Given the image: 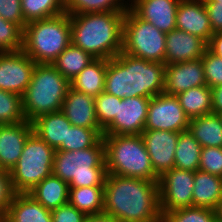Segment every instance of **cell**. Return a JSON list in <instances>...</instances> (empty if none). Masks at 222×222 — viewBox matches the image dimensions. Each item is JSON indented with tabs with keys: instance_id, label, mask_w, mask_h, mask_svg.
<instances>
[{
	"instance_id": "23",
	"label": "cell",
	"mask_w": 222,
	"mask_h": 222,
	"mask_svg": "<svg viewBox=\"0 0 222 222\" xmlns=\"http://www.w3.org/2000/svg\"><path fill=\"white\" fill-rule=\"evenodd\" d=\"M192 197L193 206L216 210L222 200V177L196 170Z\"/></svg>"
},
{
	"instance_id": "40",
	"label": "cell",
	"mask_w": 222,
	"mask_h": 222,
	"mask_svg": "<svg viewBox=\"0 0 222 222\" xmlns=\"http://www.w3.org/2000/svg\"><path fill=\"white\" fill-rule=\"evenodd\" d=\"M0 16L4 20L19 25L22 29L27 24L21 9V0H0Z\"/></svg>"
},
{
	"instance_id": "2",
	"label": "cell",
	"mask_w": 222,
	"mask_h": 222,
	"mask_svg": "<svg viewBox=\"0 0 222 222\" xmlns=\"http://www.w3.org/2000/svg\"><path fill=\"white\" fill-rule=\"evenodd\" d=\"M165 64L120 52L107 60L104 91L119 98H152L164 92Z\"/></svg>"
},
{
	"instance_id": "31",
	"label": "cell",
	"mask_w": 222,
	"mask_h": 222,
	"mask_svg": "<svg viewBox=\"0 0 222 222\" xmlns=\"http://www.w3.org/2000/svg\"><path fill=\"white\" fill-rule=\"evenodd\" d=\"M129 0H65V12L69 15L89 12H126Z\"/></svg>"
},
{
	"instance_id": "11",
	"label": "cell",
	"mask_w": 222,
	"mask_h": 222,
	"mask_svg": "<svg viewBox=\"0 0 222 222\" xmlns=\"http://www.w3.org/2000/svg\"><path fill=\"white\" fill-rule=\"evenodd\" d=\"M189 120L176 95L163 92L150 98L145 130L180 133L188 130Z\"/></svg>"
},
{
	"instance_id": "44",
	"label": "cell",
	"mask_w": 222,
	"mask_h": 222,
	"mask_svg": "<svg viewBox=\"0 0 222 222\" xmlns=\"http://www.w3.org/2000/svg\"><path fill=\"white\" fill-rule=\"evenodd\" d=\"M207 48L215 55L222 58V32H215L207 44Z\"/></svg>"
},
{
	"instance_id": "13",
	"label": "cell",
	"mask_w": 222,
	"mask_h": 222,
	"mask_svg": "<svg viewBox=\"0 0 222 222\" xmlns=\"http://www.w3.org/2000/svg\"><path fill=\"white\" fill-rule=\"evenodd\" d=\"M150 98L127 97L118 103L117 115L103 135H140L145 130Z\"/></svg>"
},
{
	"instance_id": "34",
	"label": "cell",
	"mask_w": 222,
	"mask_h": 222,
	"mask_svg": "<svg viewBox=\"0 0 222 222\" xmlns=\"http://www.w3.org/2000/svg\"><path fill=\"white\" fill-rule=\"evenodd\" d=\"M161 215V222H217L215 210L195 206L175 209Z\"/></svg>"
},
{
	"instance_id": "27",
	"label": "cell",
	"mask_w": 222,
	"mask_h": 222,
	"mask_svg": "<svg viewBox=\"0 0 222 222\" xmlns=\"http://www.w3.org/2000/svg\"><path fill=\"white\" fill-rule=\"evenodd\" d=\"M104 186L69 187L68 202L86 216L104 212Z\"/></svg>"
},
{
	"instance_id": "29",
	"label": "cell",
	"mask_w": 222,
	"mask_h": 222,
	"mask_svg": "<svg viewBox=\"0 0 222 222\" xmlns=\"http://www.w3.org/2000/svg\"><path fill=\"white\" fill-rule=\"evenodd\" d=\"M202 146L187 131L180 132L175 150L174 168L195 172L199 170Z\"/></svg>"
},
{
	"instance_id": "17",
	"label": "cell",
	"mask_w": 222,
	"mask_h": 222,
	"mask_svg": "<svg viewBox=\"0 0 222 222\" xmlns=\"http://www.w3.org/2000/svg\"><path fill=\"white\" fill-rule=\"evenodd\" d=\"M32 132V122L27 120L0 125V166L2 170L10 172L16 165L24 144Z\"/></svg>"
},
{
	"instance_id": "33",
	"label": "cell",
	"mask_w": 222,
	"mask_h": 222,
	"mask_svg": "<svg viewBox=\"0 0 222 222\" xmlns=\"http://www.w3.org/2000/svg\"><path fill=\"white\" fill-rule=\"evenodd\" d=\"M103 136V129H89L72 125L67 128L66 151L93 147Z\"/></svg>"
},
{
	"instance_id": "32",
	"label": "cell",
	"mask_w": 222,
	"mask_h": 222,
	"mask_svg": "<svg viewBox=\"0 0 222 222\" xmlns=\"http://www.w3.org/2000/svg\"><path fill=\"white\" fill-rule=\"evenodd\" d=\"M26 23L54 17L65 12V0H21Z\"/></svg>"
},
{
	"instance_id": "46",
	"label": "cell",
	"mask_w": 222,
	"mask_h": 222,
	"mask_svg": "<svg viewBox=\"0 0 222 222\" xmlns=\"http://www.w3.org/2000/svg\"><path fill=\"white\" fill-rule=\"evenodd\" d=\"M84 222H119V221L103 212L100 214L87 216Z\"/></svg>"
},
{
	"instance_id": "8",
	"label": "cell",
	"mask_w": 222,
	"mask_h": 222,
	"mask_svg": "<svg viewBox=\"0 0 222 222\" xmlns=\"http://www.w3.org/2000/svg\"><path fill=\"white\" fill-rule=\"evenodd\" d=\"M55 149L32 132L16 165L10 171L15 193H28L52 175Z\"/></svg>"
},
{
	"instance_id": "20",
	"label": "cell",
	"mask_w": 222,
	"mask_h": 222,
	"mask_svg": "<svg viewBox=\"0 0 222 222\" xmlns=\"http://www.w3.org/2000/svg\"><path fill=\"white\" fill-rule=\"evenodd\" d=\"M61 112L78 127L102 129L95 115V97L68 88Z\"/></svg>"
},
{
	"instance_id": "6",
	"label": "cell",
	"mask_w": 222,
	"mask_h": 222,
	"mask_svg": "<svg viewBox=\"0 0 222 222\" xmlns=\"http://www.w3.org/2000/svg\"><path fill=\"white\" fill-rule=\"evenodd\" d=\"M107 173L159 182L141 135H103Z\"/></svg>"
},
{
	"instance_id": "9",
	"label": "cell",
	"mask_w": 222,
	"mask_h": 222,
	"mask_svg": "<svg viewBox=\"0 0 222 222\" xmlns=\"http://www.w3.org/2000/svg\"><path fill=\"white\" fill-rule=\"evenodd\" d=\"M166 33L139 18L130 8L123 21L122 52L135 58L164 64Z\"/></svg>"
},
{
	"instance_id": "28",
	"label": "cell",
	"mask_w": 222,
	"mask_h": 222,
	"mask_svg": "<svg viewBox=\"0 0 222 222\" xmlns=\"http://www.w3.org/2000/svg\"><path fill=\"white\" fill-rule=\"evenodd\" d=\"M176 97L189 119L212 113V93L207 85L193 87Z\"/></svg>"
},
{
	"instance_id": "42",
	"label": "cell",
	"mask_w": 222,
	"mask_h": 222,
	"mask_svg": "<svg viewBox=\"0 0 222 222\" xmlns=\"http://www.w3.org/2000/svg\"><path fill=\"white\" fill-rule=\"evenodd\" d=\"M15 194L10 172L6 170L0 171V209L5 214Z\"/></svg>"
},
{
	"instance_id": "48",
	"label": "cell",
	"mask_w": 222,
	"mask_h": 222,
	"mask_svg": "<svg viewBox=\"0 0 222 222\" xmlns=\"http://www.w3.org/2000/svg\"><path fill=\"white\" fill-rule=\"evenodd\" d=\"M0 222H5V213L0 209Z\"/></svg>"
},
{
	"instance_id": "4",
	"label": "cell",
	"mask_w": 222,
	"mask_h": 222,
	"mask_svg": "<svg viewBox=\"0 0 222 222\" xmlns=\"http://www.w3.org/2000/svg\"><path fill=\"white\" fill-rule=\"evenodd\" d=\"M52 174L69 187L104 186L108 173L103 138L83 150H55Z\"/></svg>"
},
{
	"instance_id": "37",
	"label": "cell",
	"mask_w": 222,
	"mask_h": 222,
	"mask_svg": "<svg viewBox=\"0 0 222 222\" xmlns=\"http://www.w3.org/2000/svg\"><path fill=\"white\" fill-rule=\"evenodd\" d=\"M121 100L105 91L95 97V115L103 130L114 120Z\"/></svg>"
},
{
	"instance_id": "41",
	"label": "cell",
	"mask_w": 222,
	"mask_h": 222,
	"mask_svg": "<svg viewBox=\"0 0 222 222\" xmlns=\"http://www.w3.org/2000/svg\"><path fill=\"white\" fill-rule=\"evenodd\" d=\"M52 222H84L87 217L69 202L51 211Z\"/></svg>"
},
{
	"instance_id": "1",
	"label": "cell",
	"mask_w": 222,
	"mask_h": 222,
	"mask_svg": "<svg viewBox=\"0 0 222 222\" xmlns=\"http://www.w3.org/2000/svg\"><path fill=\"white\" fill-rule=\"evenodd\" d=\"M103 198L104 213L119 222H161L156 181L107 174Z\"/></svg>"
},
{
	"instance_id": "22",
	"label": "cell",
	"mask_w": 222,
	"mask_h": 222,
	"mask_svg": "<svg viewBox=\"0 0 222 222\" xmlns=\"http://www.w3.org/2000/svg\"><path fill=\"white\" fill-rule=\"evenodd\" d=\"M5 222H52L51 211L28 193H16L5 214Z\"/></svg>"
},
{
	"instance_id": "15",
	"label": "cell",
	"mask_w": 222,
	"mask_h": 222,
	"mask_svg": "<svg viewBox=\"0 0 222 222\" xmlns=\"http://www.w3.org/2000/svg\"><path fill=\"white\" fill-rule=\"evenodd\" d=\"M203 85L206 78L201 58L165 65L164 93L177 95Z\"/></svg>"
},
{
	"instance_id": "19",
	"label": "cell",
	"mask_w": 222,
	"mask_h": 222,
	"mask_svg": "<svg viewBox=\"0 0 222 222\" xmlns=\"http://www.w3.org/2000/svg\"><path fill=\"white\" fill-rule=\"evenodd\" d=\"M165 46V65L199 59L207 49L203 39L179 29L166 33Z\"/></svg>"
},
{
	"instance_id": "49",
	"label": "cell",
	"mask_w": 222,
	"mask_h": 222,
	"mask_svg": "<svg viewBox=\"0 0 222 222\" xmlns=\"http://www.w3.org/2000/svg\"><path fill=\"white\" fill-rule=\"evenodd\" d=\"M202 2H220L222 3V0H201Z\"/></svg>"
},
{
	"instance_id": "21",
	"label": "cell",
	"mask_w": 222,
	"mask_h": 222,
	"mask_svg": "<svg viewBox=\"0 0 222 222\" xmlns=\"http://www.w3.org/2000/svg\"><path fill=\"white\" fill-rule=\"evenodd\" d=\"M33 132L55 150L66 151L67 128L72 124L61 112L47 113L32 121Z\"/></svg>"
},
{
	"instance_id": "18",
	"label": "cell",
	"mask_w": 222,
	"mask_h": 222,
	"mask_svg": "<svg viewBox=\"0 0 222 222\" xmlns=\"http://www.w3.org/2000/svg\"><path fill=\"white\" fill-rule=\"evenodd\" d=\"M176 29L198 36L207 44L214 34L201 0H180L176 10Z\"/></svg>"
},
{
	"instance_id": "5",
	"label": "cell",
	"mask_w": 222,
	"mask_h": 222,
	"mask_svg": "<svg viewBox=\"0 0 222 222\" xmlns=\"http://www.w3.org/2000/svg\"><path fill=\"white\" fill-rule=\"evenodd\" d=\"M71 44L70 15L31 21L23 29L22 50L36 64H52Z\"/></svg>"
},
{
	"instance_id": "39",
	"label": "cell",
	"mask_w": 222,
	"mask_h": 222,
	"mask_svg": "<svg viewBox=\"0 0 222 222\" xmlns=\"http://www.w3.org/2000/svg\"><path fill=\"white\" fill-rule=\"evenodd\" d=\"M199 170L222 177V147L202 148Z\"/></svg>"
},
{
	"instance_id": "12",
	"label": "cell",
	"mask_w": 222,
	"mask_h": 222,
	"mask_svg": "<svg viewBox=\"0 0 222 222\" xmlns=\"http://www.w3.org/2000/svg\"><path fill=\"white\" fill-rule=\"evenodd\" d=\"M36 63L23 51L0 52V89L23 95Z\"/></svg>"
},
{
	"instance_id": "36",
	"label": "cell",
	"mask_w": 222,
	"mask_h": 222,
	"mask_svg": "<svg viewBox=\"0 0 222 222\" xmlns=\"http://www.w3.org/2000/svg\"><path fill=\"white\" fill-rule=\"evenodd\" d=\"M23 47V29L0 16V52H16Z\"/></svg>"
},
{
	"instance_id": "26",
	"label": "cell",
	"mask_w": 222,
	"mask_h": 222,
	"mask_svg": "<svg viewBox=\"0 0 222 222\" xmlns=\"http://www.w3.org/2000/svg\"><path fill=\"white\" fill-rule=\"evenodd\" d=\"M188 132L204 147H222V120L210 113L189 120Z\"/></svg>"
},
{
	"instance_id": "7",
	"label": "cell",
	"mask_w": 222,
	"mask_h": 222,
	"mask_svg": "<svg viewBox=\"0 0 222 222\" xmlns=\"http://www.w3.org/2000/svg\"><path fill=\"white\" fill-rule=\"evenodd\" d=\"M70 82L52 64H36L22 95L23 113L32 122L38 116L61 111Z\"/></svg>"
},
{
	"instance_id": "45",
	"label": "cell",
	"mask_w": 222,
	"mask_h": 222,
	"mask_svg": "<svg viewBox=\"0 0 222 222\" xmlns=\"http://www.w3.org/2000/svg\"><path fill=\"white\" fill-rule=\"evenodd\" d=\"M212 93V113H222V86L213 87Z\"/></svg>"
},
{
	"instance_id": "25",
	"label": "cell",
	"mask_w": 222,
	"mask_h": 222,
	"mask_svg": "<svg viewBox=\"0 0 222 222\" xmlns=\"http://www.w3.org/2000/svg\"><path fill=\"white\" fill-rule=\"evenodd\" d=\"M106 70L107 59H94L70 81V87L75 91L97 97L104 92Z\"/></svg>"
},
{
	"instance_id": "14",
	"label": "cell",
	"mask_w": 222,
	"mask_h": 222,
	"mask_svg": "<svg viewBox=\"0 0 222 222\" xmlns=\"http://www.w3.org/2000/svg\"><path fill=\"white\" fill-rule=\"evenodd\" d=\"M155 174L161 177L174 168L178 132L144 130L141 134Z\"/></svg>"
},
{
	"instance_id": "3",
	"label": "cell",
	"mask_w": 222,
	"mask_h": 222,
	"mask_svg": "<svg viewBox=\"0 0 222 222\" xmlns=\"http://www.w3.org/2000/svg\"><path fill=\"white\" fill-rule=\"evenodd\" d=\"M125 12H89L70 15L71 44L95 59H111L123 49Z\"/></svg>"
},
{
	"instance_id": "16",
	"label": "cell",
	"mask_w": 222,
	"mask_h": 222,
	"mask_svg": "<svg viewBox=\"0 0 222 222\" xmlns=\"http://www.w3.org/2000/svg\"><path fill=\"white\" fill-rule=\"evenodd\" d=\"M180 0H129V8L142 20L164 33L176 29V10Z\"/></svg>"
},
{
	"instance_id": "47",
	"label": "cell",
	"mask_w": 222,
	"mask_h": 222,
	"mask_svg": "<svg viewBox=\"0 0 222 222\" xmlns=\"http://www.w3.org/2000/svg\"><path fill=\"white\" fill-rule=\"evenodd\" d=\"M215 212H216V220H217V222H222V200L218 204Z\"/></svg>"
},
{
	"instance_id": "24",
	"label": "cell",
	"mask_w": 222,
	"mask_h": 222,
	"mask_svg": "<svg viewBox=\"0 0 222 222\" xmlns=\"http://www.w3.org/2000/svg\"><path fill=\"white\" fill-rule=\"evenodd\" d=\"M28 194L52 211L68 203L69 184L52 174L38 183Z\"/></svg>"
},
{
	"instance_id": "38",
	"label": "cell",
	"mask_w": 222,
	"mask_h": 222,
	"mask_svg": "<svg viewBox=\"0 0 222 222\" xmlns=\"http://www.w3.org/2000/svg\"><path fill=\"white\" fill-rule=\"evenodd\" d=\"M201 60L205 72L206 85L211 89L222 86V58L207 48Z\"/></svg>"
},
{
	"instance_id": "43",
	"label": "cell",
	"mask_w": 222,
	"mask_h": 222,
	"mask_svg": "<svg viewBox=\"0 0 222 222\" xmlns=\"http://www.w3.org/2000/svg\"><path fill=\"white\" fill-rule=\"evenodd\" d=\"M205 4L213 33L222 32V3L203 2Z\"/></svg>"
},
{
	"instance_id": "35",
	"label": "cell",
	"mask_w": 222,
	"mask_h": 222,
	"mask_svg": "<svg viewBox=\"0 0 222 222\" xmlns=\"http://www.w3.org/2000/svg\"><path fill=\"white\" fill-rule=\"evenodd\" d=\"M26 121L22 96L0 89V125Z\"/></svg>"
},
{
	"instance_id": "30",
	"label": "cell",
	"mask_w": 222,
	"mask_h": 222,
	"mask_svg": "<svg viewBox=\"0 0 222 222\" xmlns=\"http://www.w3.org/2000/svg\"><path fill=\"white\" fill-rule=\"evenodd\" d=\"M94 59L86 51L70 44L52 65L70 82Z\"/></svg>"
},
{
	"instance_id": "10",
	"label": "cell",
	"mask_w": 222,
	"mask_h": 222,
	"mask_svg": "<svg viewBox=\"0 0 222 222\" xmlns=\"http://www.w3.org/2000/svg\"><path fill=\"white\" fill-rule=\"evenodd\" d=\"M161 213L193 206L194 172L172 168L159 177Z\"/></svg>"
}]
</instances>
